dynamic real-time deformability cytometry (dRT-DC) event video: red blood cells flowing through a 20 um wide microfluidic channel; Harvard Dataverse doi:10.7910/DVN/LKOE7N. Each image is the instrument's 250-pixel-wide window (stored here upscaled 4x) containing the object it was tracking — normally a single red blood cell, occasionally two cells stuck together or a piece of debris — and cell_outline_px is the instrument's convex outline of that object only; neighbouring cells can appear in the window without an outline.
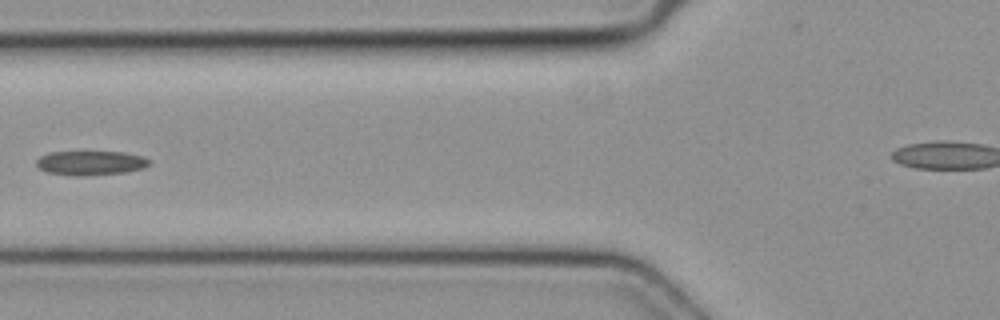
{"species": "common noctule bat (a hibernating species)", "species_latin": "Nyctalus noctula", "temperature_condition": "cold", "stored_images_in_passage": 5, "segment_of_instrument_passage": [1, 2], "camera_frame_rate_fps": 3000, "um_per_image_px": 0.085, "animal": {"sex": "female", "body_mass_g": 19.3, "forearm_length_mm": 54.1}, "frame": {"image": 1, "passage_image": 2, "time_ms": 0.333, "image_size_px": [1000, 320], "cell_outline_px": [[152, 160], [144, 168], [128, 172], [88, 176], [72, 176], [48, 172], [40, 168], [36, 164], [36, 160], [40, 156], [52, 152], [124, 152], [144, 156]], "centroid_in_image_um": [7.75, 13.86], "position_along_channel_um": 118.0, "area_um2": 16.18}}
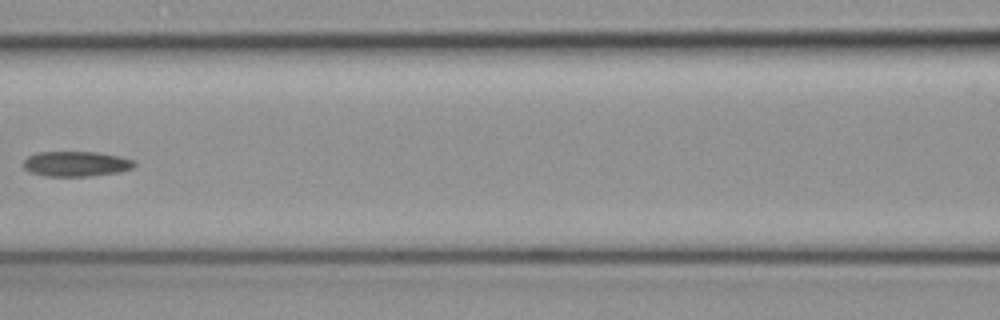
{"frame": {"image": 2, "passage_image": 3, "time_ms": 0.667, "image_size_px": [1000, 320], "cell_outline_px": [[136, 164], [132, 168], [120, 172], [88, 176], [44, 176], [32, 172], [24, 168], [24, 160], [28, 156], [40, 152], [96, 152], [120, 156], [136, 160]], "centroid_in_image_um": [6.51, 13.92], "position_along_channel_um": 160.1, "area_um2": 16.24}}